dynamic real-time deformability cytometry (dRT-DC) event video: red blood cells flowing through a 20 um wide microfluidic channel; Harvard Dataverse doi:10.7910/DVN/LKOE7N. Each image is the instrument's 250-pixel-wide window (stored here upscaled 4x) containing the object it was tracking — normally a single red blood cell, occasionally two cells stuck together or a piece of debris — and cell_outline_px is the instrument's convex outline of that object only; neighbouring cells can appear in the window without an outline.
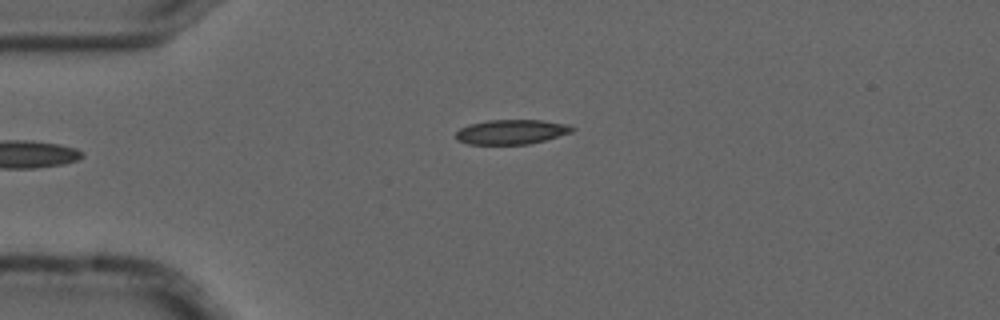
{"species": "common noctule bat (a hibernating species)", "species_latin": "Nyctalus noctula", "temperature_condition": "cold", "stored_images_in_passage": 2, "camera_frame_rate_fps": 3000, "um_per_image_px": 0.085, "animal": {"sex": "male", "forearm_length_mm": 52.5}, "frame": {"image": 1, "passage_image": 2, "time_ms": 0.333, "image_size_px": [1000, 320], "cell_outline_px": [[576, 128], [572, 132], [544, 140], [528, 144], [468, 144], [456, 140], [456, 132], [460, 128], [468, 124], [488, 120], [544, 120], [568, 124]], "centroid_in_image_um": [43.46, 11.2], "position_along_channel_um": 41.5, "area_um2": 16.76}}